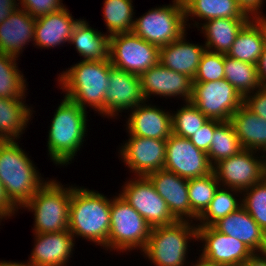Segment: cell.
<instances>
[{
	"label": "cell",
	"instance_id": "83f0119b",
	"mask_svg": "<svg viewBox=\"0 0 266 266\" xmlns=\"http://www.w3.org/2000/svg\"><path fill=\"white\" fill-rule=\"evenodd\" d=\"M243 149L262 152L266 148V120L241 105L230 118Z\"/></svg>",
	"mask_w": 266,
	"mask_h": 266
},
{
	"label": "cell",
	"instance_id": "ffe728a7",
	"mask_svg": "<svg viewBox=\"0 0 266 266\" xmlns=\"http://www.w3.org/2000/svg\"><path fill=\"white\" fill-rule=\"evenodd\" d=\"M147 177L166 201L170 213L177 221H193L188 198V179L165 169L150 173Z\"/></svg>",
	"mask_w": 266,
	"mask_h": 266
},
{
	"label": "cell",
	"instance_id": "60d3db41",
	"mask_svg": "<svg viewBox=\"0 0 266 266\" xmlns=\"http://www.w3.org/2000/svg\"><path fill=\"white\" fill-rule=\"evenodd\" d=\"M221 123L218 120H208L204 126L199 128L190 139V141L199 150L208 153L211 145L215 128Z\"/></svg>",
	"mask_w": 266,
	"mask_h": 266
},
{
	"label": "cell",
	"instance_id": "2e32d148",
	"mask_svg": "<svg viewBox=\"0 0 266 266\" xmlns=\"http://www.w3.org/2000/svg\"><path fill=\"white\" fill-rule=\"evenodd\" d=\"M145 101L140 76L111 66L105 93V117L117 118L123 110L129 112Z\"/></svg>",
	"mask_w": 266,
	"mask_h": 266
},
{
	"label": "cell",
	"instance_id": "4fadbf2b",
	"mask_svg": "<svg viewBox=\"0 0 266 266\" xmlns=\"http://www.w3.org/2000/svg\"><path fill=\"white\" fill-rule=\"evenodd\" d=\"M203 243L201 256L223 266H246L256 254L239 239L213 226L197 227V242Z\"/></svg>",
	"mask_w": 266,
	"mask_h": 266
},
{
	"label": "cell",
	"instance_id": "7dc6e473",
	"mask_svg": "<svg viewBox=\"0 0 266 266\" xmlns=\"http://www.w3.org/2000/svg\"><path fill=\"white\" fill-rule=\"evenodd\" d=\"M246 266H266V254L256 255Z\"/></svg>",
	"mask_w": 266,
	"mask_h": 266
},
{
	"label": "cell",
	"instance_id": "52a82bcc",
	"mask_svg": "<svg viewBox=\"0 0 266 266\" xmlns=\"http://www.w3.org/2000/svg\"><path fill=\"white\" fill-rule=\"evenodd\" d=\"M152 227L119 194L111 201V221L108 234V249L125 252H142L149 240Z\"/></svg>",
	"mask_w": 266,
	"mask_h": 266
},
{
	"label": "cell",
	"instance_id": "f907efd6",
	"mask_svg": "<svg viewBox=\"0 0 266 266\" xmlns=\"http://www.w3.org/2000/svg\"><path fill=\"white\" fill-rule=\"evenodd\" d=\"M265 153H266V148L263 149V151L261 152V154H263V155H261L262 156V162H263V168H264V171L266 173V155H265ZM264 157H265V159H264Z\"/></svg>",
	"mask_w": 266,
	"mask_h": 266
},
{
	"label": "cell",
	"instance_id": "603a6c76",
	"mask_svg": "<svg viewBox=\"0 0 266 266\" xmlns=\"http://www.w3.org/2000/svg\"><path fill=\"white\" fill-rule=\"evenodd\" d=\"M36 18L18 8L0 23V51L18 58L30 41L34 42Z\"/></svg>",
	"mask_w": 266,
	"mask_h": 266
},
{
	"label": "cell",
	"instance_id": "7402d4cb",
	"mask_svg": "<svg viewBox=\"0 0 266 266\" xmlns=\"http://www.w3.org/2000/svg\"><path fill=\"white\" fill-rule=\"evenodd\" d=\"M69 11L65 5L56 12L36 17L33 45L48 49L69 43L80 20L73 18Z\"/></svg>",
	"mask_w": 266,
	"mask_h": 266
},
{
	"label": "cell",
	"instance_id": "ee69618b",
	"mask_svg": "<svg viewBox=\"0 0 266 266\" xmlns=\"http://www.w3.org/2000/svg\"><path fill=\"white\" fill-rule=\"evenodd\" d=\"M17 211L18 210L9 202L0 181V223L3 219L7 220L9 217H13Z\"/></svg>",
	"mask_w": 266,
	"mask_h": 266
},
{
	"label": "cell",
	"instance_id": "ab89813d",
	"mask_svg": "<svg viewBox=\"0 0 266 266\" xmlns=\"http://www.w3.org/2000/svg\"><path fill=\"white\" fill-rule=\"evenodd\" d=\"M19 8L33 17L50 14L64 8L62 0H19Z\"/></svg>",
	"mask_w": 266,
	"mask_h": 266
},
{
	"label": "cell",
	"instance_id": "681fc988",
	"mask_svg": "<svg viewBox=\"0 0 266 266\" xmlns=\"http://www.w3.org/2000/svg\"><path fill=\"white\" fill-rule=\"evenodd\" d=\"M0 266H33L27 262H14V261H0Z\"/></svg>",
	"mask_w": 266,
	"mask_h": 266
},
{
	"label": "cell",
	"instance_id": "d590c367",
	"mask_svg": "<svg viewBox=\"0 0 266 266\" xmlns=\"http://www.w3.org/2000/svg\"><path fill=\"white\" fill-rule=\"evenodd\" d=\"M212 137L213 139L207 153L212 166L223 159L237 154L243 149L230 121L221 122L215 128Z\"/></svg>",
	"mask_w": 266,
	"mask_h": 266
},
{
	"label": "cell",
	"instance_id": "484cf974",
	"mask_svg": "<svg viewBox=\"0 0 266 266\" xmlns=\"http://www.w3.org/2000/svg\"><path fill=\"white\" fill-rule=\"evenodd\" d=\"M251 18H214L203 21V24L194 21L193 26L201 28L205 40L206 50L227 54L238 32ZM199 26V27H198Z\"/></svg>",
	"mask_w": 266,
	"mask_h": 266
},
{
	"label": "cell",
	"instance_id": "b9f144b4",
	"mask_svg": "<svg viewBox=\"0 0 266 266\" xmlns=\"http://www.w3.org/2000/svg\"><path fill=\"white\" fill-rule=\"evenodd\" d=\"M244 105L257 116L266 120V88L261 87L244 97Z\"/></svg>",
	"mask_w": 266,
	"mask_h": 266
},
{
	"label": "cell",
	"instance_id": "44dd1931",
	"mask_svg": "<svg viewBox=\"0 0 266 266\" xmlns=\"http://www.w3.org/2000/svg\"><path fill=\"white\" fill-rule=\"evenodd\" d=\"M213 227L223 234L239 239L256 255L266 254V233L242 206L220 219Z\"/></svg>",
	"mask_w": 266,
	"mask_h": 266
},
{
	"label": "cell",
	"instance_id": "e0dca14e",
	"mask_svg": "<svg viewBox=\"0 0 266 266\" xmlns=\"http://www.w3.org/2000/svg\"><path fill=\"white\" fill-rule=\"evenodd\" d=\"M142 92L146 101L153 96L182 97L184 102L192 98L193 80L157 63L140 76ZM168 97V98H167Z\"/></svg>",
	"mask_w": 266,
	"mask_h": 266
},
{
	"label": "cell",
	"instance_id": "3957f363",
	"mask_svg": "<svg viewBox=\"0 0 266 266\" xmlns=\"http://www.w3.org/2000/svg\"><path fill=\"white\" fill-rule=\"evenodd\" d=\"M35 166L16 140L0 141V181L17 210L47 182Z\"/></svg>",
	"mask_w": 266,
	"mask_h": 266
},
{
	"label": "cell",
	"instance_id": "7c38bea8",
	"mask_svg": "<svg viewBox=\"0 0 266 266\" xmlns=\"http://www.w3.org/2000/svg\"><path fill=\"white\" fill-rule=\"evenodd\" d=\"M259 153L242 149L237 154L215 164L213 172L220 186L243 192L262 181L265 178V171L262 156Z\"/></svg>",
	"mask_w": 266,
	"mask_h": 266
},
{
	"label": "cell",
	"instance_id": "8fae6325",
	"mask_svg": "<svg viewBox=\"0 0 266 266\" xmlns=\"http://www.w3.org/2000/svg\"><path fill=\"white\" fill-rule=\"evenodd\" d=\"M119 195L129 203L151 227L173 224L166 201L157 193L148 177L135 176L121 186Z\"/></svg>",
	"mask_w": 266,
	"mask_h": 266
},
{
	"label": "cell",
	"instance_id": "4dcf8cb0",
	"mask_svg": "<svg viewBox=\"0 0 266 266\" xmlns=\"http://www.w3.org/2000/svg\"><path fill=\"white\" fill-rule=\"evenodd\" d=\"M224 78L243 96L260 89L257 65L225 54Z\"/></svg>",
	"mask_w": 266,
	"mask_h": 266
},
{
	"label": "cell",
	"instance_id": "4316f807",
	"mask_svg": "<svg viewBox=\"0 0 266 266\" xmlns=\"http://www.w3.org/2000/svg\"><path fill=\"white\" fill-rule=\"evenodd\" d=\"M25 102L26 96L24 98L0 97V141H19L18 139L25 132L35 112L32 106Z\"/></svg>",
	"mask_w": 266,
	"mask_h": 266
},
{
	"label": "cell",
	"instance_id": "7a4b0ae2",
	"mask_svg": "<svg viewBox=\"0 0 266 266\" xmlns=\"http://www.w3.org/2000/svg\"><path fill=\"white\" fill-rule=\"evenodd\" d=\"M109 59L103 61L81 60L59 74L57 81L65 97L82 109L91 107L105 118V93L109 87Z\"/></svg>",
	"mask_w": 266,
	"mask_h": 266
},
{
	"label": "cell",
	"instance_id": "836d02e7",
	"mask_svg": "<svg viewBox=\"0 0 266 266\" xmlns=\"http://www.w3.org/2000/svg\"><path fill=\"white\" fill-rule=\"evenodd\" d=\"M18 58L0 51V97L24 98L27 86L24 74L18 68ZM27 85V86H26Z\"/></svg>",
	"mask_w": 266,
	"mask_h": 266
},
{
	"label": "cell",
	"instance_id": "277c9868",
	"mask_svg": "<svg viewBox=\"0 0 266 266\" xmlns=\"http://www.w3.org/2000/svg\"><path fill=\"white\" fill-rule=\"evenodd\" d=\"M87 111L76 102L63 97L60 105L51 119L48 132V156L56 165L71 164L77 152L85 141L87 126ZM84 138V139H83Z\"/></svg>",
	"mask_w": 266,
	"mask_h": 266
},
{
	"label": "cell",
	"instance_id": "ac0fdd59",
	"mask_svg": "<svg viewBox=\"0 0 266 266\" xmlns=\"http://www.w3.org/2000/svg\"><path fill=\"white\" fill-rule=\"evenodd\" d=\"M171 112L145 101L130 110L125 129L128 135L167 140L172 134Z\"/></svg>",
	"mask_w": 266,
	"mask_h": 266
},
{
	"label": "cell",
	"instance_id": "ba28073f",
	"mask_svg": "<svg viewBox=\"0 0 266 266\" xmlns=\"http://www.w3.org/2000/svg\"><path fill=\"white\" fill-rule=\"evenodd\" d=\"M156 6L139 18H134L132 32L159 48L174 42L186 32L185 10L182 0Z\"/></svg>",
	"mask_w": 266,
	"mask_h": 266
},
{
	"label": "cell",
	"instance_id": "7bdbcfd3",
	"mask_svg": "<svg viewBox=\"0 0 266 266\" xmlns=\"http://www.w3.org/2000/svg\"><path fill=\"white\" fill-rule=\"evenodd\" d=\"M238 5L243 11L251 18H266L265 14L262 15L261 7L265 0H236Z\"/></svg>",
	"mask_w": 266,
	"mask_h": 266
},
{
	"label": "cell",
	"instance_id": "d6a6232c",
	"mask_svg": "<svg viewBox=\"0 0 266 266\" xmlns=\"http://www.w3.org/2000/svg\"><path fill=\"white\" fill-rule=\"evenodd\" d=\"M132 0H105L103 18L110 36L132 32L134 27V6Z\"/></svg>",
	"mask_w": 266,
	"mask_h": 266
},
{
	"label": "cell",
	"instance_id": "f35d334b",
	"mask_svg": "<svg viewBox=\"0 0 266 266\" xmlns=\"http://www.w3.org/2000/svg\"><path fill=\"white\" fill-rule=\"evenodd\" d=\"M225 54L205 50L193 82H209L223 79Z\"/></svg>",
	"mask_w": 266,
	"mask_h": 266
},
{
	"label": "cell",
	"instance_id": "8d00e7d4",
	"mask_svg": "<svg viewBox=\"0 0 266 266\" xmlns=\"http://www.w3.org/2000/svg\"><path fill=\"white\" fill-rule=\"evenodd\" d=\"M171 112L172 133L183 138H191L209 120L191 101Z\"/></svg>",
	"mask_w": 266,
	"mask_h": 266
},
{
	"label": "cell",
	"instance_id": "f546056e",
	"mask_svg": "<svg viewBox=\"0 0 266 266\" xmlns=\"http://www.w3.org/2000/svg\"><path fill=\"white\" fill-rule=\"evenodd\" d=\"M185 10L186 26L189 18L194 17L199 21H207L214 18H251L238 5L236 0H182Z\"/></svg>",
	"mask_w": 266,
	"mask_h": 266
},
{
	"label": "cell",
	"instance_id": "cb8c5ba5",
	"mask_svg": "<svg viewBox=\"0 0 266 266\" xmlns=\"http://www.w3.org/2000/svg\"><path fill=\"white\" fill-rule=\"evenodd\" d=\"M185 32L180 38L159 48V63L175 72L194 79L205 45L193 44L187 40Z\"/></svg>",
	"mask_w": 266,
	"mask_h": 266
},
{
	"label": "cell",
	"instance_id": "74e56055",
	"mask_svg": "<svg viewBox=\"0 0 266 266\" xmlns=\"http://www.w3.org/2000/svg\"><path fill=\"white\" fill-rule=\"evenodd\" d=\"M241 195L242 207L266 233V177Z\"/></svg>",
	"mask_w": 266,
	"mask_h": 266
},
{
	"label": "cell",
	"instance_id": "d6986e66",
	"mask_svg": "<svg viewBox=\"0 0 266 266\" xmlns=\"http://www.w3.org/2000/svg\"><path fill=\"white\" fill-rule=\"evenodd\" d=\"M33 235L35 241L27 260L31 265L67 266L75 246V238L69 230Z\"/></svg>",
	"mask_w": 266,
	"mask_h": 266
},
{
	"label": "cell",
	"instance_id": "6da1fadb",
	"mask_svg": "<svg viewBox=\"0 0 266 266\" xmlns=\"http://www.w3.org/2000/svg\"><path fill=\"white\" fill-rule=\"evenodd\" d=\"M111 198V199H110ZM88 188L72 186L68 230L108 251L112 197Z\"/></svg>",
	"mask_w": 266,
	"mask_h": 266
},
{
	"label": "cell",
	"instance_id": "bcb514c9",
	"mask_svg": "<svg viewBox=\"0 0 266 266\" xmlns=\"http://www.w3.org/2000/svg\"><path fill=\"white\" fill-rule=\"evenodd\" d=\"M258 78L262 87L266 88V45L257 64Z\"/></svg>",
	"mask_w": 266,
	"mask_h": 266
},
{
	"label": "cell",
	"instance_id": "5bb4252c",
	"mask_svg": "<svg viewBox=\"0 0 266 266\" xmlns=\"http://www.w3.org/2000/svg\"><path fill=\"white\" fill-rule=\"evenodd\" d=\"M164 169L185 179L199 178L213 172L207 153L196 148L190 139L173 133L166 140Z\"/></svg>",
	"mask_w": 266,
	"mask_h": 266
},
{
	"label": "cell",
	"instance_id": "9a60e30c",
	"mask_svg": "<svg viewBox=\"0 0 266 266\" xmlns=\"http://www.w3.org/2000/svg\"><path fill=\"white\" fill-rule=\"evenodd\" d=\"M128 138L126 143L123 142L118 153L134 177H147L150 173L164 169L166 140L132 135Z\"/></svg>",
	"mask_w": 266,
	"mask_h": 266
},
{
	"label": "cell",
	"instance_id": "d4e9b609",
	"mask_svg": "<svg viewBox=\"0 0 266 266\" xmlns=\"http://www.w3.org/2000/svg\"><path fill=\"white\" fill-rule=\"evenodd\" d=\"M266 45V18H251L238 32L228 56L257 65Z\"/></svg>",
	"mask_w": 266,
	"mask_h": 266
},
{
	"label": "cell",
	"instance_id": "f6af8a7d",
	"mask_svg": "<svg viewBox=\"0 0 266 266\" xmlns=\"http://www.w3.org/2000/svg\"><path fill=\"white\" fill-rule=\"evenodd\" d=\"M19 0H0V23L19 8Z\"/></svg>",
	"mask_w": 266,
	"mask_h": 266
},
{
	"label": "cell",
	"instance_id": "1f68e13d",
	"mask_svg": "<svg viewBox=\"0 0 266 266\" xmlns=\"http://www.w3.org/2000/svg\"><path fill=\"white\" fill-rule=\"evenodd\" d=\"M242 192L234 188L219 187L205 211L198 217L197 227L213 226L223 217L242 206ZM240 198H236V197Z\"/></svg>",
	"mask_w": 266,
	"mask_h": 266
},
{
	"label": "cell",
	"instance_id": "30bf717a",
	"mask_svg": "<svg viewBox=\"0 0 266 266\" xmlns=\"http://www.w3.org/2000/svg\"><path fill=\"white\" fill-rule=\"evenodd\" d=\"M209 120L230 121L244 97L225 79L193 82L190 100Z\"/></svg>",
	"mask_w": 266,
	"mask_h": 266
},
{
	"label": "cell",
	"instance_id": "8992f818",
	"mask_svg": "<svg viewBox=\"0 0 266 266\" xmlns=\"http://www.w3.org/2000/svg\"><path fill=\"white\" fill-rule=\"evenodd\" d=\"M49 179L22 207L34 214L33 233L68 230L72 186Z\"/></svg>",
	"mask_w": 266,
	"mask_h": 266
},
{
	"label": "cell",
	"instance_id": "5b68a950",
	"mask_svg": "<svg viewBox=\"0 0 266 266\" xmlns=\"http://www.w3.org/2000/svg\"><path fill=\"white\" fill-rule=\"evenodd\" d=\"M193 222L176 221L152 227L149 240L142 251L143 257L155 266H188V244L192 240L197 241V225Z\"/></svg>",
	"mask_w": 266,
	"mask_h": 266
},
{
	"label": "cell",
	"instance_id": "f1b7e54d",
	"mask_svg": "<svg viewBox=\"0 0 266 266\" xmlns=\"http://www.w3.org/2000/svg\"><path fill=\"white\" fill-rule=\"evenodd\" d=\"M109 35L92 28L85 19L79 20L74 27L69 44L87 61L109 59Z\"/></svg>",
	"mask_w": 266,
	"mask_h": 266
},
{
	"label": "cell",
	"instance_id": "9c48e42d",
	"mask_svg": "<svg viewBox=\"0 0 266 266\" xmlns=\"http://www.w3.org/2000/svg\"><path fill=\"white\" fill-rule=\"evenodd\" d=\"M109 60L113 67L141 76L159 62V47L133 32L109 38Z\"/></svg>",
	"mask_w": 266,
	"mask_h": 266
},
{
	"label": "cell",
	"instance_id": "c3c4849f",
	"mask_svg": "<svg viewBox=\"0 0 266 266\" xmlns=\"http://www.w3.org/2000/svg\"><path fill=\"white\" fill-rule=\"evenodd\" d=\"M196 261L197 262H195L194 264H193V262L190 263V264H192L190 266H223V265H220L218 263H214L212 261H209L206 258L202 257L201 255H199V258Z\"/></svg>",
	"mask_w": 266,
	"mask_h": 266
},
{
	"label": "cell",
	"instance_id": "e575fe53",
	"mask_svg": "<svg viewBox=\"0 0 266 266\" xmlns=\"http://www.w3.org/2000/svg\"><path fill=\"white\" fill-rule=\"evenodd\" d=\"M220 187L214 172L199 178L188 179V198L191 207V219L197 222Z\"/></svg>",
	"mask_w": 266,
	"mask_h": 266
}]
</instances>
